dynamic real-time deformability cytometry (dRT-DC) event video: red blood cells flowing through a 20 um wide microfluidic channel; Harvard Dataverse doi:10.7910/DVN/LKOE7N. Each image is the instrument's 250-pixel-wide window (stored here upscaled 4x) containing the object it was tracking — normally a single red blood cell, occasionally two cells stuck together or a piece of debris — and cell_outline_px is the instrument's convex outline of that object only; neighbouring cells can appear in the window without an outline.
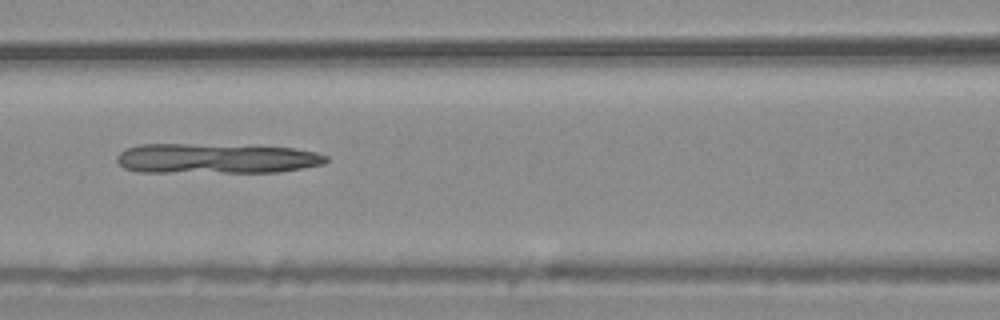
{"species": "common noctule bat (a hibernating species)", "species_latin": "Nyctalus noctula", "temperature_condition": "warm", "stored_images_in_passage": 9, "camera_frame_rate_fps": 3000, "um_per_image_px": 0.085, "animal": {"sex": "male", "body_mass_g": 20.4}, "frame": {"image": 1, "passage_image": 7, "time_ms": 2.0, "image_size_px": [1000, 320], "cell_outline_px": [[328, 160], [324, 164], [280, 172], [136, 172], [124, 168], [116, 160], [116, 156], [124, 148], [140, 144], [188, 144], [292, 148], [316, 152], [328, 156]], "centroid_in_image_um": [18.32, 13.48], "position_along_channel_um": 148.3, "area_um2": 36.59}}
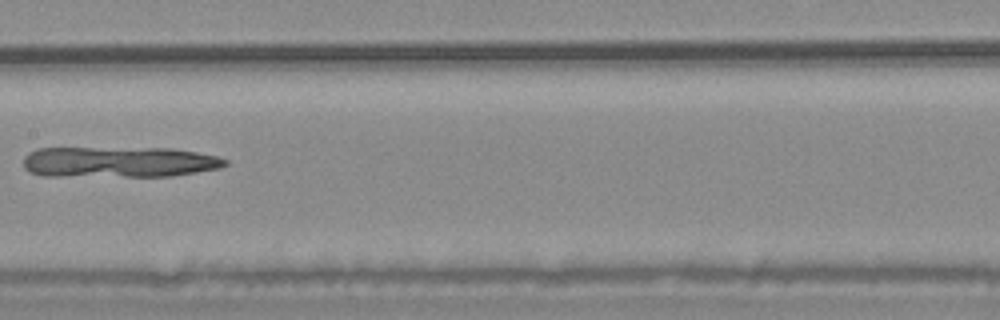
{"frame": {"image": 2, "passage_image": 8, "time_ms": 2.333, "image_size_px": [1000, 320], "cell_outline_px": [[228, 164], [220, 168], [172, 176], [44, 176], [28, 172], [24, 168], [24, 156], [28, 152], [40, 148], [172, 148], [196, 152], [216, 156], [228, 160]], "centroid_in_image_um": [10.09, 13.77], "position_along_channel_um": 197.3, "area_um2": 36.47}}